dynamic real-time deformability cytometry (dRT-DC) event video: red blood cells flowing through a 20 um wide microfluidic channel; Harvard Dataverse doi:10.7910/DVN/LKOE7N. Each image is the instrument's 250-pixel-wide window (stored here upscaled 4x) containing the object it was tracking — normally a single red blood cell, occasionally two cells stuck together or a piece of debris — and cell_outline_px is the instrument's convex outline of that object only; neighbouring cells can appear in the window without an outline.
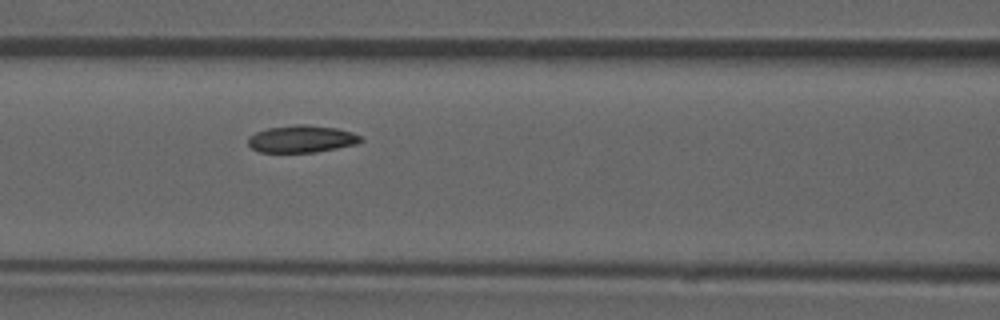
{"species": "common noctule bat (a hibernating species)", "species_latin": "Nyctalus noctula", "temperature_condition": "room temperature", "stored_images_in_passage": 53, "camera_frame_rate_fps": 3000, "um_per_image_px": 0.085, "animal": {"sex": "male", "forearm_length_mm": 52.5}, "frame": {"image": 1, "passage_image": 23, "time_ms": 7.333, "image_size_px": [1000, 320], "cell_outline_px": [[364, 140], [356, 144], [316, 152], [260, 152], [252, 148], [248, 144], [248, 136], [256, 132], [268, 128], [296, 124], [308, 124], [336, 128], [352, 132], [360, 136]], "centroid_in_image_um": [25.63, 11.8], "position_along_channel_um": 141.0, "area_um2": 17.86}, "authors_computed_cell_mechanics": {"area_um2": 18.0914, "velocity_mm_per_s": 3.8697, "shape_relaxation_time_tau1_ms": null, "shape_relaxation_time_tau2_ms": 2.1377, "deformation_change_tau1": null, "deformation_change_tau2": 0.071}}